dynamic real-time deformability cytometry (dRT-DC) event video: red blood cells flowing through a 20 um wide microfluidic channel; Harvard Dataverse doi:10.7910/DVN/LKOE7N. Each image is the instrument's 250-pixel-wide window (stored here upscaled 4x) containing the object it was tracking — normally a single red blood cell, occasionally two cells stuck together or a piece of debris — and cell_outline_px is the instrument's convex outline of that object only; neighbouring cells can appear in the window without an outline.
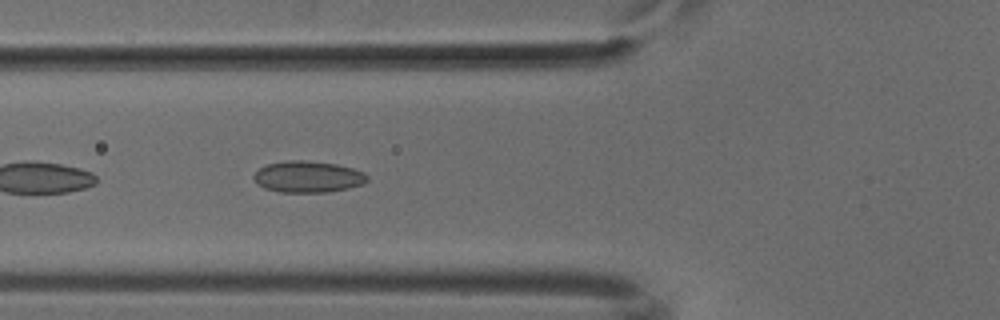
{"species": "common noctule bat (a hibernating species)", "species_latin": "Nyctalus noctula", "temperature_condition": "cold", "stored_images_in_passage": 51, "camera_frame_rate_fps": 3000, "um_per_image_px": 0.085, "animal": {"sex": "male", "body_mass_g": 18.8}, "frame": {"image": 1, "passage_image": 19, "time_ms": 6.0, "image_size_px": [1000, 320], "cell_outline_px": [[368, 180], [364, 184], [348, 188], [328, 192], [280, 192], [264, 188], [256, 184], [252, 176], [260, 168], [268, 164], [288, 160], [300, 160], [336, 164], [352, 168], [364, 172], [368, 176]], "centroid_in_image_um": [26.17, 15.03], "position_along_channel_um": 99.6, "area_um2": 20.81}}
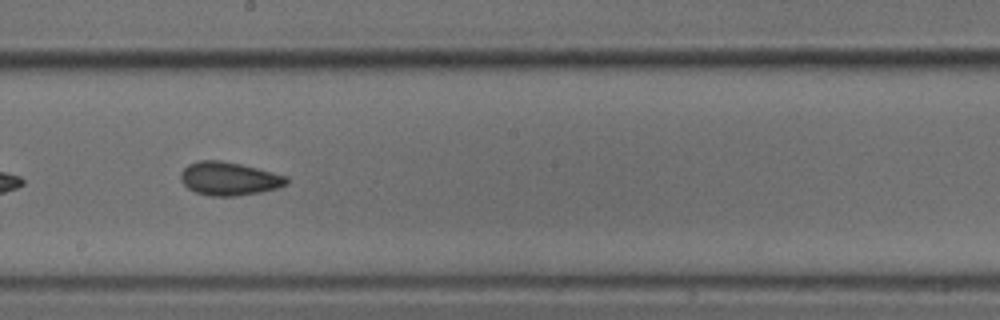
{"frame": {"image": 2, "passage_image": 29, "time_ms": 9.333, "image_size_px": [1000, 320], "cell_outline_px": [[288, 184], [276, 188], [260, 192], [236, 196], [212, 196], [196, 192], [188, 188], [180, 180], [180, 172], [188, 164], [200, 160], [220, 160], [240, 164], [288, 176]], "centroid_in_image_um": [19.46, 15.18], "position_along_channel_um": 228.7, "area_um2": 20.52}}
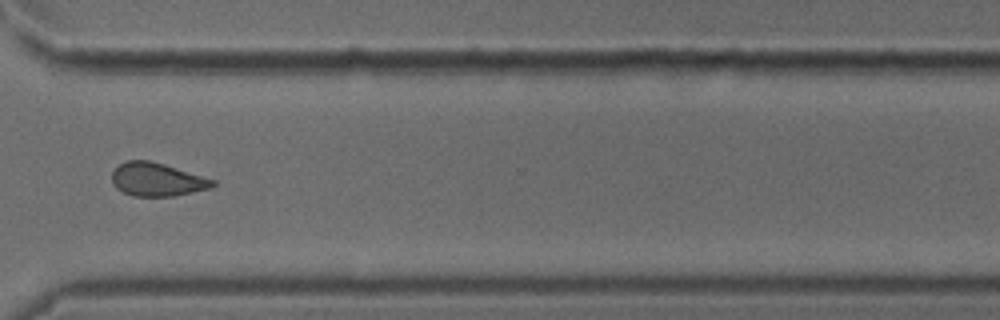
{"frame": {"image": 3, "passage_image": 39, "time_ms": 12.667, "image_size_px": [1000, 320], "cell_outline_px": [[216, 184], [212, 188], [172, 196], [132, 196], [116, 188], [112, 184], [112, 172], [120, 164], [128, 160], [148, 160], [164, 164], [216, 180]], "centroid_in_image_um": [13.35, 15.26], "position_along_channel_um": 357.2, "area_um2": 19.54}}